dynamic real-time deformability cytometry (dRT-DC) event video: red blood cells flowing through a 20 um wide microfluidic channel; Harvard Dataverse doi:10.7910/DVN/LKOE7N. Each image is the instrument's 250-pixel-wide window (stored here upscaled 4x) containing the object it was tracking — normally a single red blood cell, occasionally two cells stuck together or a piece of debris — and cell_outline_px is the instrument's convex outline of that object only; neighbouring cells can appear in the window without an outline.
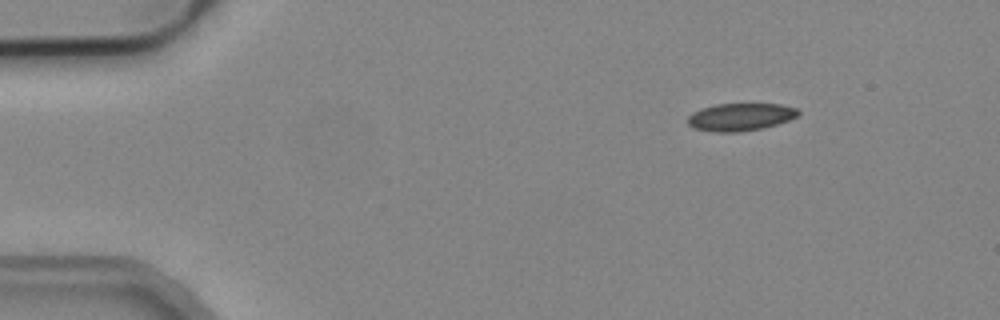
{"species": "common noctule bat (a hibernating species)", "species_latin": "Nyctalus noctula", "temperature_condition": "cold", "stored_images_in_passage": 6, "camera_frame_rate_fps": 3000, "um_per_image_px": 0.085, "animal": {"sex": "male", "body_mass_g": 19.2, "forearm_length_mm": 51.8}, "frame": {"image": 1, "passage_image": 6, "time_ms": 1.667, "image_size_px": [1000, 320], "cell_outline_px": [[800, 112], [796, 116], [788, 120], [764, 128], [740, 132], [716, 132], [692, 128], [688, 124], [688, 116], [692, 112], [700, 108], [716, 104], [780, 104], [796, 108]], "centroid_in_image_um": [62.89, 9.94], "position_along_channel_um": 22.1, "area_um2": 17.8}}